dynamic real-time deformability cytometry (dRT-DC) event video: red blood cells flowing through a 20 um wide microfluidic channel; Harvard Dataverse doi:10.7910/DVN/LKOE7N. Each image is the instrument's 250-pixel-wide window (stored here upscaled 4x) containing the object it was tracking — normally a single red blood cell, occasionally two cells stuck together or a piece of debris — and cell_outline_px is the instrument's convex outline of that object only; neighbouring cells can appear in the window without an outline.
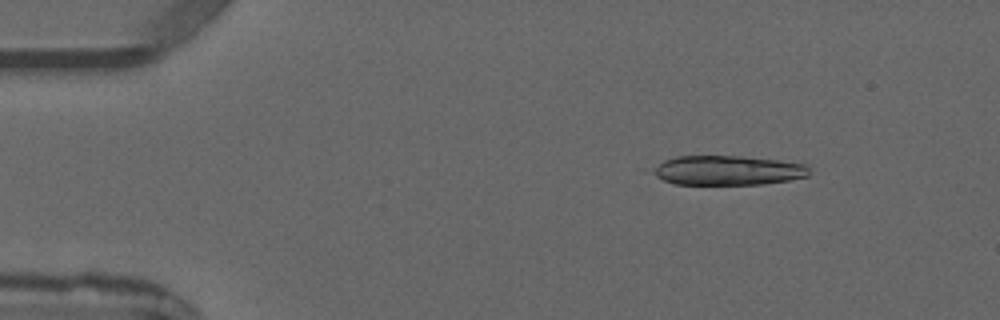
{"species": "common noctule bat (a hibernating species)", "species_latin": "Nyctalus noctula", "temperature_condition": "warm", "stored_images_in_passage": 5, "camera_frame_rate_fps": 3000, "um_per_image_px": 0.085, "animal": {"sex": "male", "forearm_length_mm": 52.5}, "frame": {"image": 1, "passage_image": 2, "time_ms": 1.333, "image_size_px": [1000, 320], "cell_outline_px": [[808, 176], [788, 180], [760, 184], [676, 184], [664, 180], [656, 176], [656, 168], [664, 160], [676, 156], [740, 156], [776, 160], [804, 164], [808, 168]], "centroid_in_image_um": [61.88, 14.48], "position_along_channel_um": 23.1, "area_um2": 26.3}}